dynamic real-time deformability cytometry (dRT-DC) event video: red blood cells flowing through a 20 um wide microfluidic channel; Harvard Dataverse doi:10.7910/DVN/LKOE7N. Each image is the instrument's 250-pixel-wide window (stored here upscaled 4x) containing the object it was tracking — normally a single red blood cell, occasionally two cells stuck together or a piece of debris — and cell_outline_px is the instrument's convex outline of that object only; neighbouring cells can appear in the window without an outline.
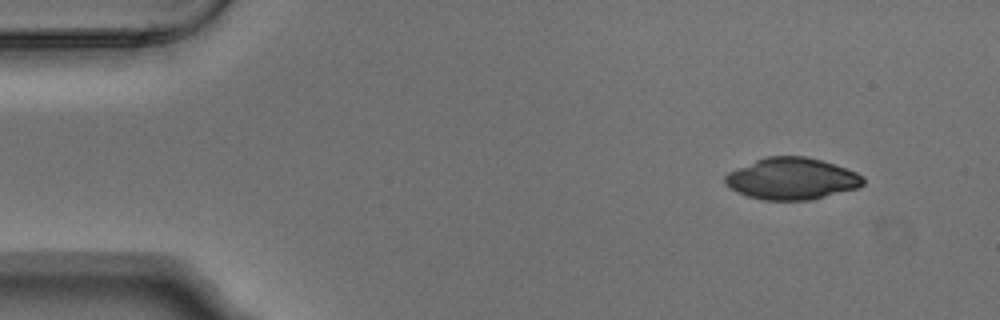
{"species": "Egyptian fruit bat (a non-hibernating species)", "species_latin": "Rousettus aegyptiacus", "temperature_condition": "warm", "stored_images_in_passage": 4, "camera_frame_rate_fps": 3000, "um_per_image_px": 0.085, "animal": {"sex": "male"}, "frame": {"image": 1, "passage_image": 1, "time_ms": 0.0, "image_size_px": [1000, 320], "cell_outline_px": [[864, 184], [860, 188], [808, 200], [764, 200], [748, 196], [736, 192], [724, 184], [724, 176], [728, 172], [736, 168], [764, 156], [804, 156], [820, 160], [856, 172], [864, 176]], "centroid_in_image_um": [67.27, 15.19], "position_along_channel_um": 17.7, "area_um2": 33.64}}